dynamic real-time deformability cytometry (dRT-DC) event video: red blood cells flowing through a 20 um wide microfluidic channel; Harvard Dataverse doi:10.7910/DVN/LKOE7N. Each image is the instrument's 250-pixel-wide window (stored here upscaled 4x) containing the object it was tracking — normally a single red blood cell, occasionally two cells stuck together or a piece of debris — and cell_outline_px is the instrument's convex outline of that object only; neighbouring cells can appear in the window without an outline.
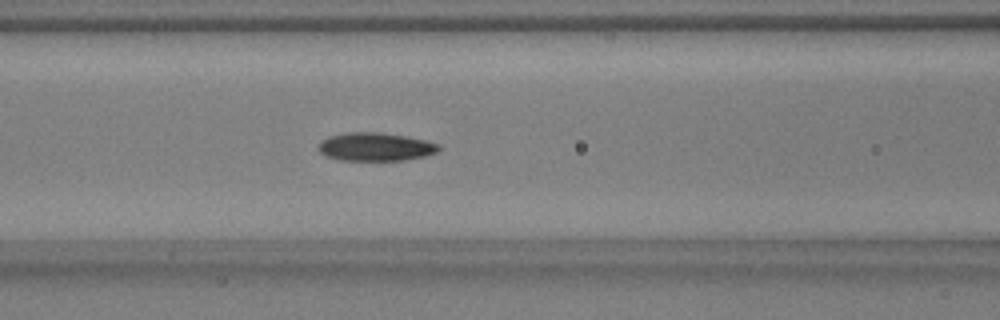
{"species": "common noctule bat (a hibernating species)", "species_latin": "Nyctalus noctula", "temperature_condition": "warm", "stored_images_in_passage": 55, "camera_frame_rate_fps": 3000, "um_per_image_px": 0.085, "animal": {"sex": "male", "body_mass_g": 17.9, "forearm_length_mm": 54.2}, "frame": {"image": 1, "passage_image": 24, "time_ms": 7.667, "image_size_px": [1000, 320], "cell_outline_px": [[440, 148], [436, 152], [424, 156], [404, 160], [340, 160], [324, 156], [316, 148], [320, 140], [328, 136], [348, 132], [380, 132], [408, 136], [440, 144]], "centroid_in_image_um": [31.86, 12.47], "position_along_channel_um": 134.7, "area_um2": 20.06}}
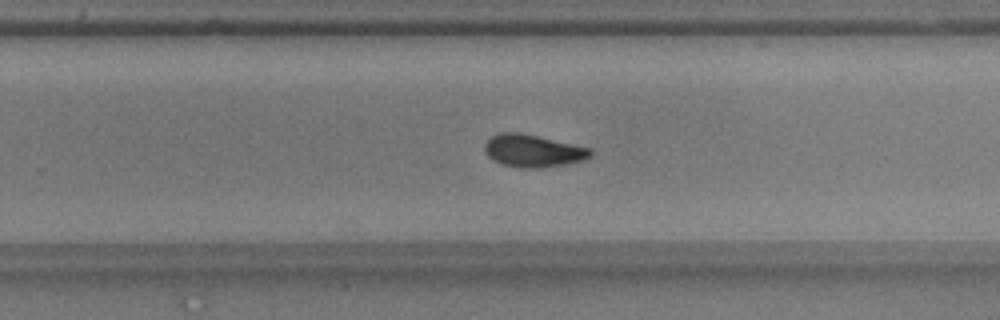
{"frame": {"image": 2, "passage_image": 36, "time_ms": 11.667, "image_size_px": [1000, 320], "cell_outline_px": [[592, 156], [580, 160], [564, 164], [540, 168], [520, 168], [500, 164], [492, 160], [484, 152], [484, 144], [492, 136], [500, 132], [520, 132], [592, 148]], "centroid_in_image_um": [45.26, 12.82], "position_along_channel_um": 284.5, "area_um2": 20.11}}
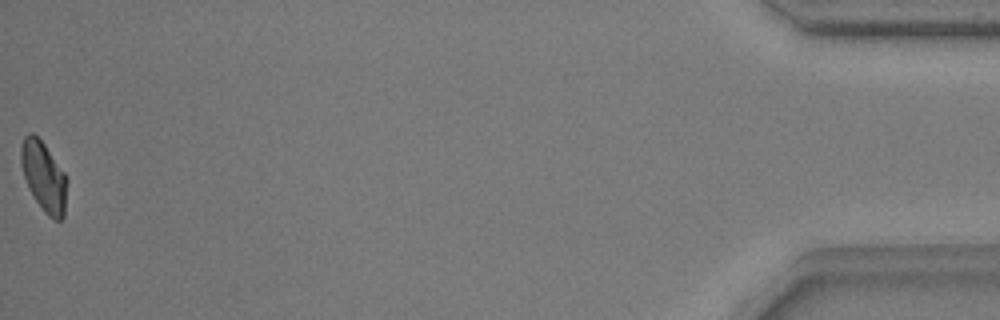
{"frame": {"image": 3, "passage_image": 55, "time_ms": 18.0, "image_size_px": [1000, 320], "cell_outline_px": [[68, 180], [64, 216], [60, 220], [56, 220], [48, 216], [44, 212], [36, 200], [24, 176], [20, 164], [20, 148], [24, 136], [28, 132], [32, 132], [44, 144], [64, 172]], "centroid_in_image_um": [3.73, 14.99], "position_along_channel_um": 431.5, "area_um2": 18.61}, "authors_computed_cell_mechanics": {"area_um2": 19.3052, "velocity_mm_per_s": 3.756, "shape_relaxation_time_tau1_ms": 4.4671, "shape_relaxation_time_tau2_ms": 2.6093, "deformation_change_tau1": 0.1349, "deformation_change_tau2": 0.0695}}